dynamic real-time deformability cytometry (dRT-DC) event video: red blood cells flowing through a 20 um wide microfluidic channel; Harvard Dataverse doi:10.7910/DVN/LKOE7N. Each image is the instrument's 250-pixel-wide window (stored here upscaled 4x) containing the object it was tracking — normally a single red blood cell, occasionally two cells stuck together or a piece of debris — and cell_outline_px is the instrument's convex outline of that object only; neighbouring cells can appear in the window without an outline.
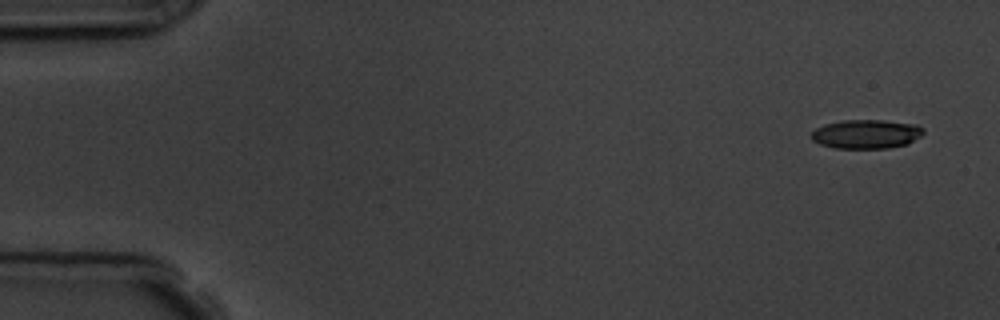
{"species": "common noctule bat (a hibernating species)", "species_latin": "Nyctalus noctula", "temperature_condition": "room temperature", "stored_images_in_passage": 4, "camera_frame_rate_fps": 3000, "um_per_image_px": 0.085, "animal": {"sex": "male", "body_mass_g": 19.5, "forearm_length_mm": 54.6}, "frame": {"image": 1, "passage_image": 1, "time_ms": 0.0, "image_size_px": [1000, 320], "cell_outline_px": [[924, 132], [920, 136], [908, 144], [888, 148], [832, 148], [820, 144], [812, 140], [812, 132], [816, 128], [824, 124], [844, 120], [880, 120], [916, 124], [924, 128]], "centroid_in_image_um": [73.64, 11.4], "position_along_channel_um": 11.4, "area_um2": 18.96}}
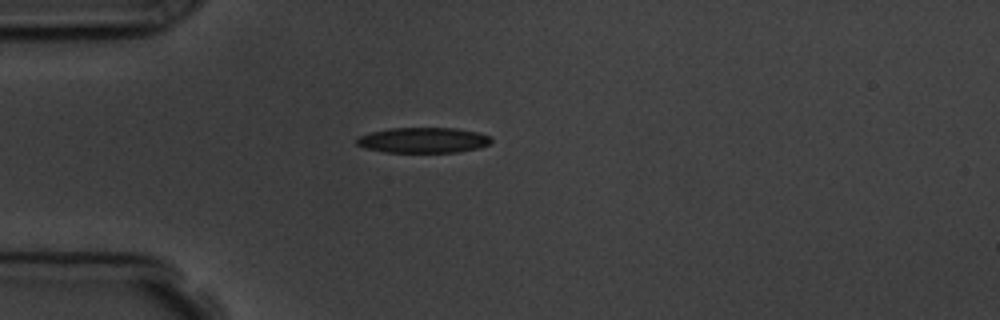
{"frame": {"image": 2, "passage_image": 4, "time_ms": 4.0, "image_size_px": [1000, 320], "cell_outline_px": [[492, 140], [488, 144], [476, 148], [456, 152], [384, 152], [364, 148], [356, 144], [356, 140], [360, 136], [372, 132], [392, 128], [456, 128], [476, 132], [492, 136]], "centroid_in_image_um": [35.96, 11.91], "position_along_channel_um": 49.0, "area_um2": 19.77}}